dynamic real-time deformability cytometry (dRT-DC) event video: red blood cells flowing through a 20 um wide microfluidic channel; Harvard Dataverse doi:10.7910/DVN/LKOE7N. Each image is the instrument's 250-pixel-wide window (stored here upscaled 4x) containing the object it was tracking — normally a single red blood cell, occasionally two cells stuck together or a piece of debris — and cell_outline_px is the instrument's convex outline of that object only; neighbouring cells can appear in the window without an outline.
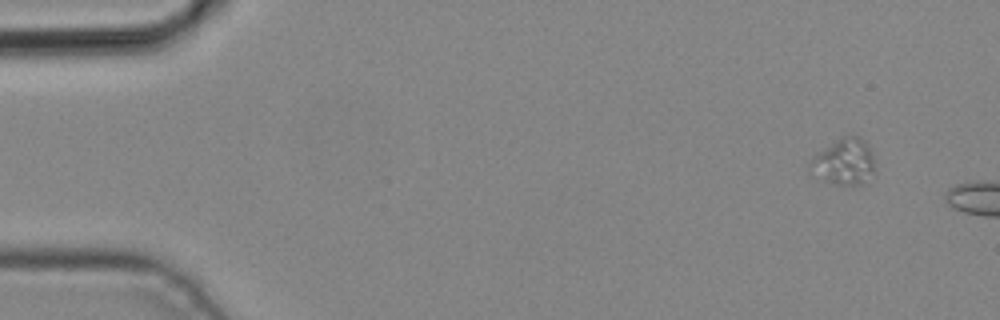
{"species": "common noctule bat (a hibernating species)", "species_latin": "Nyctalus noctula", "temperature_condition": "cold", "stored_images_in_passage": 6, "camera_frame_rate_fps": 3000, "um_per_image_px": 0.085, "animal": {"sex": "male", "body_mass_g": 19.2, "forearm_length_mm": 51.8}, "frame": {"image": 1, "passage_image": 1, "time_ms": 0.0, "image_size_px": [1000, 320], "cell_outline_px": [[872, 172], [860, 184], [836, 184], [824, 180], [808, 164], [820, 152], [836, 140], [844, 136], [860, 136], [868, 144], [872, 152]], "centroid_in_image_um": [71.78, 13.71], "position_along_channel_um": 13.2, "area_um2": 16.36}}